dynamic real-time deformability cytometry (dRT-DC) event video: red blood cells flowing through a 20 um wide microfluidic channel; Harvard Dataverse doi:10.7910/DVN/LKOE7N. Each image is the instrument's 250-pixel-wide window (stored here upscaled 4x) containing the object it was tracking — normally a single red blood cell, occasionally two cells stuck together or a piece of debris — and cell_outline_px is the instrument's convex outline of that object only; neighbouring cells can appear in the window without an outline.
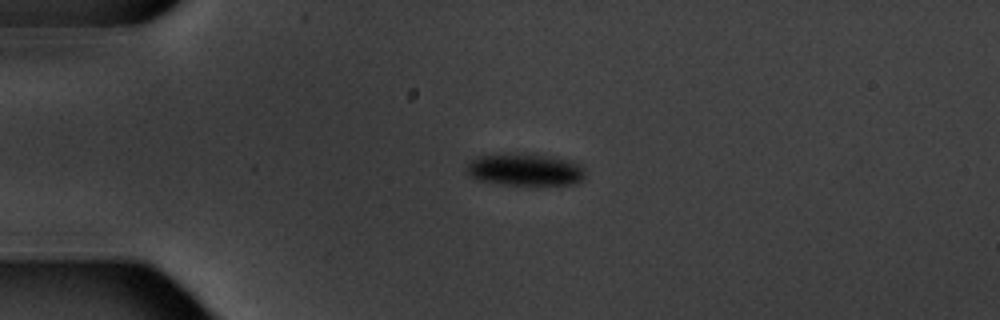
{"species": "common noctule bat (a hibernating species)", "species_latin": "Nyctalus noctula", "temperature_condition": "warm", "stored_images_in_passage": 2, "camera_frame_rate_fps": 3000, "um_per_image_px": 0.085, "animal": {"sex": "male", "body_mass_g": 20.1, "forearm_length_mm": 53.5}, "frame": {"image": 1, "passage_image": 1, "time_ms": 0.0, "image_size_px": [1000, 320], "cell_outline_px": [[584, 176], [580, 180], [572, 184], [504, 184], [476, 180], [468, 176], [464, 168], [476, 156], [500, 152], [536, 152], [572, 160], [580, 164], [584, 168]], "centroid_in_image_um": [44.57, 14.35], "position_along_channel_um": 40.4, "area_um2": 23.12}}